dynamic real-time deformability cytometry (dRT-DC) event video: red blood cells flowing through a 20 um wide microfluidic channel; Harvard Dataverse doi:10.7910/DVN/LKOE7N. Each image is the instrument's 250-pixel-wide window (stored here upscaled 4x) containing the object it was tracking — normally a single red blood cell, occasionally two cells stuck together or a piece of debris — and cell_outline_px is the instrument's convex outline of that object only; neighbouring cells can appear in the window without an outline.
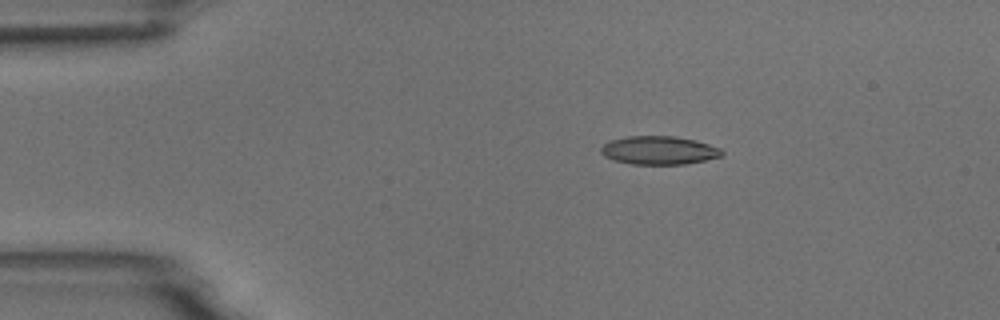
{"species": "common noctule bat (a hibernating species)", "species_latin": "Nyctalus noctula", "temperature_condition": "room temperature", "stored_images_in_passage": 6, "camera_frame_rate_fps": 3000, "um_per_image_px": 0.085, "animal": {"sex": "male", "body_mass_g": 18.8}, "frame": {"image": 1, "passage_image": 3, "time_ms": 2.333, "image_size_px": [1000, 320], "cell_outline_px": [[724, 156], [684, 164], [632, 164], [616, 160], [604, 156], [600, 152], [600, 148], [604, 144], [612, 140], [628, 136], [672, 136], [696, 140], [720, 148], [724, 152]], "centroid_in_image_um": [56.03, 12.77], "position_along_channel_um": 29.0, "area_um2": 19.88}}
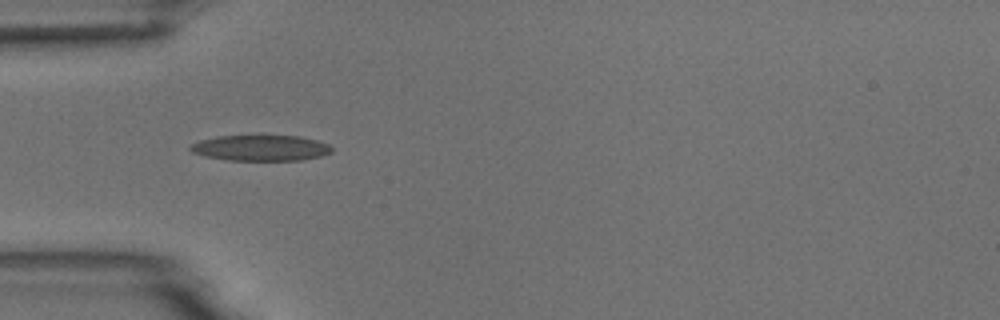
{"frame": {"image": 2, "passage_image": 5, "time_ms": 4.667, "image_size_px": [1000, 320], "cell_outline_px": [[332, 152], [320, 156], [300, 160], [228, 160], [204, 156], [192, 152], [188, 148], [192, 144], [200, 140], [216, 136], [260, 132], [300, 136], [316, 140], [328, 144], [332, 148]], "centroid_in_image_um": [22.13, 12.51], "position_along_channel_um": 62.9, "area_um2": 22.31}}